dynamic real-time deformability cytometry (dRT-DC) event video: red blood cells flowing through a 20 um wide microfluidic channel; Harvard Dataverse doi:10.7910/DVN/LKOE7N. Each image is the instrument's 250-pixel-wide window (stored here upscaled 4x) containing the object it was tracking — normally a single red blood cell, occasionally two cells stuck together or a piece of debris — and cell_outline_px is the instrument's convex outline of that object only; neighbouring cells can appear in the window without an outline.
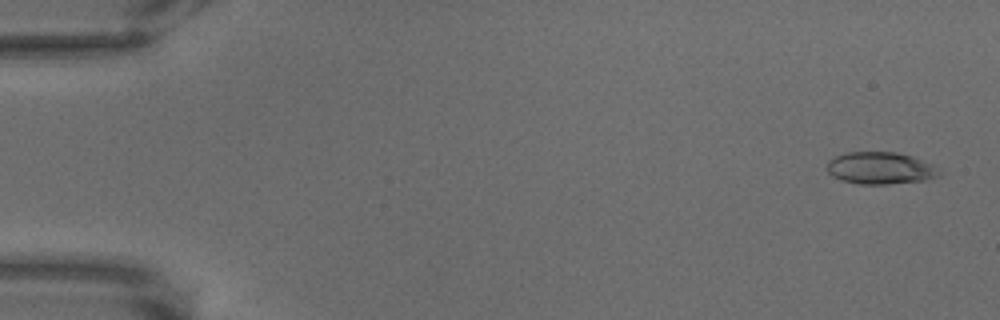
{"species": "common noctule bat (a hibernating species)", "species_latin": "Nyctalus noctula", "temperature_condition": "warm", "stored_images_in_passage": 69, "camera_frame_rate_fps": 3000, "um_per_image_px": 0.085, "animal": {"sex": "male", "body_mass_g": 18.8}, "frame": {"image": 1, "passage_image": 3, "time_ms": 0.667, "image_size_px": [1000, 320], "cell_outline_px": [[944, 172], [940, 176], [924, 180], [888, 184], [860, 184], [840, 180], [832, 176], [828, 172], [828, 160], [836, 156], [848, 152], [896, 152], [912, 156], [932, 164]], "centroid_in_image_um": [74.86, 14.29], "position_along_channel_um": 10.1, "area_um2": 21.1}}
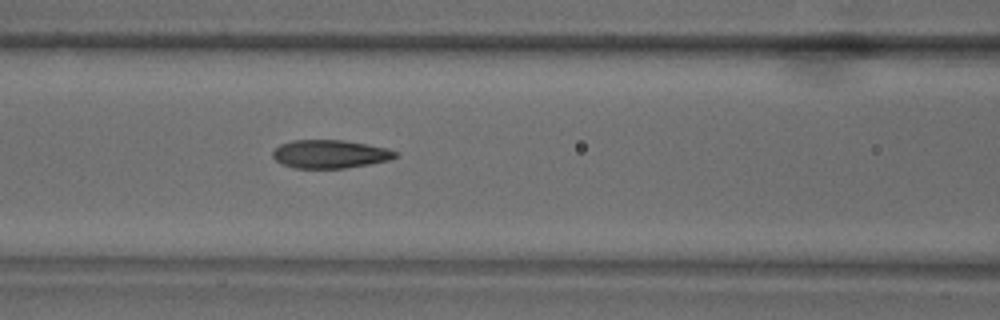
{"frame": {"image": 2, "passage_image": 30, "time_ms": 9.667, "image_size_px": [1000, 320], "cell_outline_px": [[400, 156], [388, 160], [348, 168], [296, 168], [284, 164], [276, 160], [272, 156], [272, 152], [280, 144], [292, 140], [344, 140], [388, 148], [400, 152]], "centroid_in_image_um": [28.1, 13.09], "position_along_channel_um": 138.5, "area_um2": 20.29}}
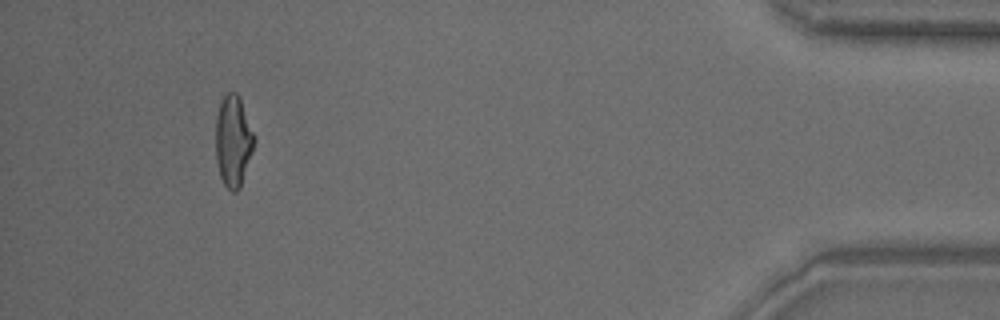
{"frame": {"image": 3, "passage_image": 64, "time_ms": 21.0, "image_size_px": [1000, 320], "cell_outline_px": [[256, 140], [240, 188], [236, 192], [232, 192], [224, 184], [220, 176], [216, 164], [216, 116], [220, 100], [228, 92], [236, 92], [240, 96], [256, 136]], "centroid_in_image_um": [19.83, 11.95], "position_along_channel_um": 415.4, "area_um2": 20.87}}